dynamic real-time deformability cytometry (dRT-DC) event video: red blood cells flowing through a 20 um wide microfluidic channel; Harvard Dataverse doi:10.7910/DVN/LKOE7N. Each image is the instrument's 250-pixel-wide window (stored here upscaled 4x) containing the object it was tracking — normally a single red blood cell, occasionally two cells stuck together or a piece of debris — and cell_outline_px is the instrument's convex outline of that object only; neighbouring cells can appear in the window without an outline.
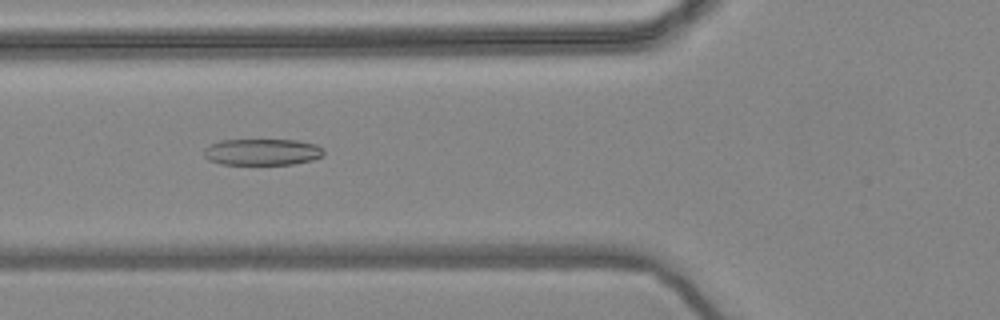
{"species": "common noctule bat (a hibernating species)", "species_latin": "Nyctalus noctula", "temperature_condition": "warm", "stored_images_in_passage": 56, "camera_frame_rate_fps": 3000, "um_per_image_px": 0.085, "animal": {"sex": "female", "body_mass_g": 24.6, "forearm_length_mm": 56.2}, "frame": {"image": 1, "passage_image": 21, "time_ms": 6.667, "image_size_px": [1000, 320], "cell_outline_px": [[324, 156], [312, 160], [292, 164], [220, 164], [208, 160], [204, 156], [204, 148], [220, 140], [296, 140], [316, 144], [324, 148]], "centroid_in_image_um": [22.31, 12.92], "position_along_channel_um": 103.5, "area_um2": 18.55}}
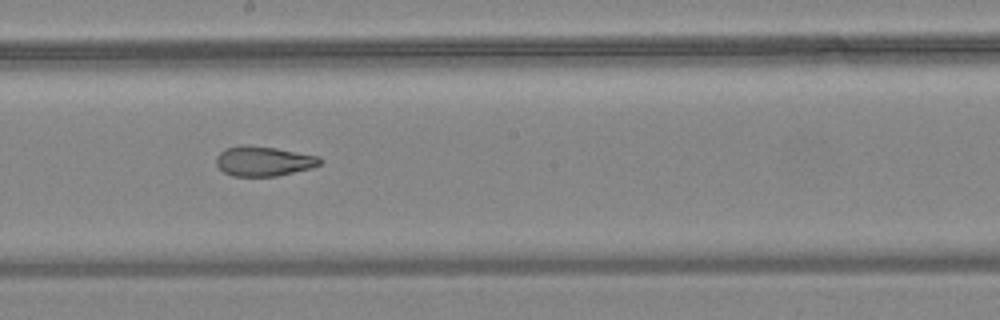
{"frame": {"image": 2, "passage_image": 31, "time_ms": 10.0, "image_size_px": [1000, 320], "cell_outline_px": [[324, 160], [320, 164], [312, 168], [276, 176], [232, 176], [224, 172], [216, 164], [216, 156], [220, 152], [228, 148], [240, 144], [244, 144], [276, 148], [320, 156]], "centroid_in_image_um": [22.42, 13.69], "position_along_channel_um": 225.8, "area_um2": 18.15}}
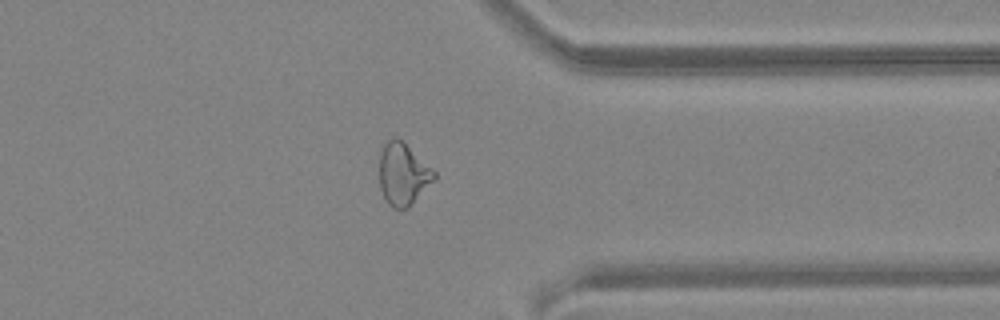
{"frame": {"image": 3, "passage_image": 44, "time_ms": 14.333, "image_size_px": [1000, 320], "cell_outline_px": [[436, 180], [408, 208], [392, 208], [388, 204], [380, 188], [380, 152], [384, 144], [392, 136], [396, 136], [404, 140], [436, 172]], "centroid_in_image_um": [34.28, 14.77], "position_along_channel_um": 377.1, "area_um2": 20.23}, "authors_computed_cell_mechanics": {"area_um2": 21.4438, "velocity_mm_per_s": 3.6548, "shape_relaxation_time_tau1_ms": null, "shape_relaxation_time_tau2_ms": 2.4686, "deformation_change_tau1": null, "deformation_change_tau2": 0.0981}}